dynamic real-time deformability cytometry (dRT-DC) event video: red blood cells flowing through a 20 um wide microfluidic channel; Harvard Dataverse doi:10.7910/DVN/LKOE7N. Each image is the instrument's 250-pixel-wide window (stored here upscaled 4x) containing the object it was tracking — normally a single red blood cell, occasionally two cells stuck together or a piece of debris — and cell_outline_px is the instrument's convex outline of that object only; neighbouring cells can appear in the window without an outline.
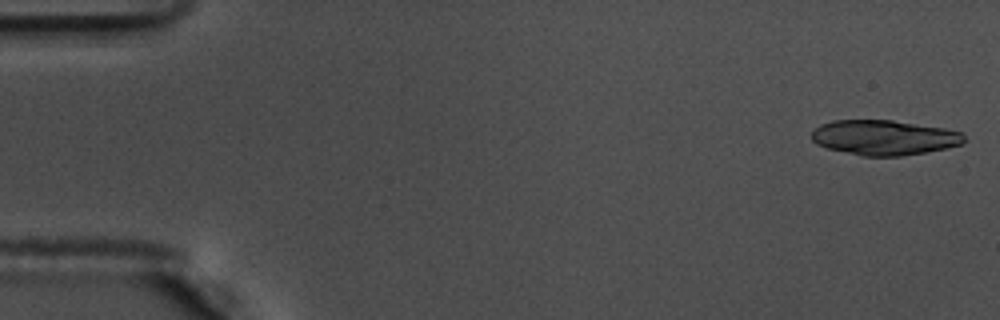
{"species": "common noctule bat (a hibernating species)", "species_latin": "Nyctalus noctula", "temperature_condition": "warm", "stored_images_in_passage": 55, "camera_frame_rate_fps": 3000, "um_per_image_px": 0.085, "animal": {"sex": "male", "body_mass_g": 17.5, "forearm_length_mm": 52.3}, "frame": {"image": 1, "passage_image": 1, "time_ms": 0.0, "image_size_px": [1000, 320], "cell_outline_px": [[964, 140], [960, 144], [948, 148], [900, 156], [864, 156], [828, 148], [816, 144], [812, 140], [812, 132], [820, 124], [832, 120], [892, 120], [944, 128], [960, 132], [964, 136]], "centroid_in_image_um": [75.12, 11.68], "position_along_channel_um": 9.9, "area_um2": 30.87}, "authors_computed_cell_mechanics": {"area_um2": 20.9236, "velocity_mm_per_s": 3.6721, "shape_relaxation_time_tau1_ms": null, "shape_relaxation_time_tau2_ms": 3.8526, "deformation_change_tau1": null, "deformation_change_tau2": 0.1398}}